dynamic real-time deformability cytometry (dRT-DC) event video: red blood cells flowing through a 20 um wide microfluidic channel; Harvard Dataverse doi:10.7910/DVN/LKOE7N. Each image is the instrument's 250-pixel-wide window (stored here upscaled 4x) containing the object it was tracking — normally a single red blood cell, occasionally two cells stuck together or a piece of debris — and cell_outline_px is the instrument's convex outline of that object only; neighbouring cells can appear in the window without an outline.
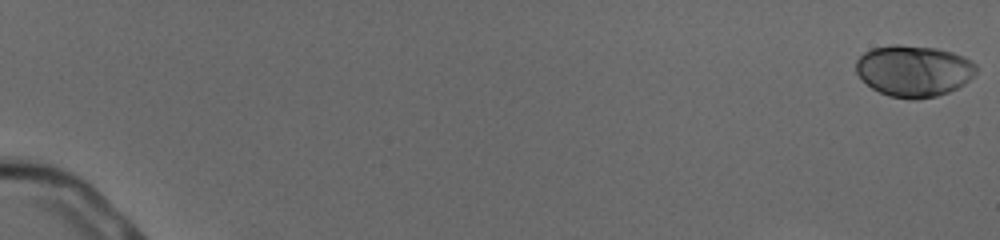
{"species": "human", "species_latin": "Homo sapiens", "temperature_condition": "cold", "stored_images_in_passage": 47, "camera_frame_rate_fps": 3000, "um_per_image_px": 0.085, "donor": {"sex": "male"}, "frame": {"image": 1, "passage_image": 1, "time_ms": 0.0, "image_size_px": [1000, 240], "cell_outline_px": [[976, 72], [964, 84], [948, 92], [936, 96], [916, 100], [912, 100], [888, 96], [872, 88], [856, 72], [856, 60], [864, 52], [872, 48], [896, 44], [936, 48], [952, 52], [964, 56], [976, 64]], "centroid_in_image_um": [77.67, 6.02], "position_along_channel_um": 7.3, "area_um2": 35.95}}
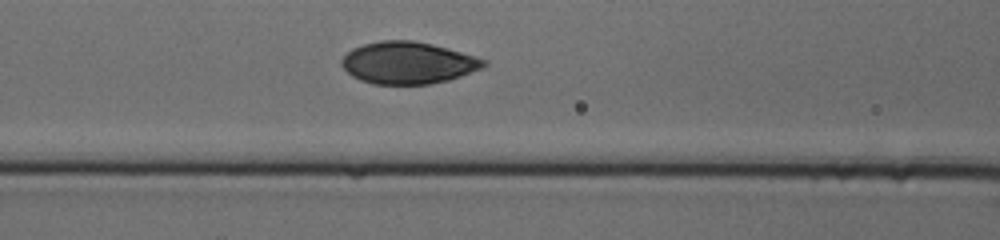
{"frame": {"image": 2, "passage_image": 27, "time_ms": 8.667, "image_size_px": [1000, 240], "cell_outline_px": [[488, 64], [480, 68], [448, 80], [428, 84], [372, 84], [360, 80], [352, 76], [340, 64], [340, 60], [352, 48], [364, 44], [380, 40], [412, 40], [432, 44], [488, 60]], "centroid_in_image_um": [34.64, 5.34], "position_along_channel_um": 132.0, "area_um2": 34.56}}
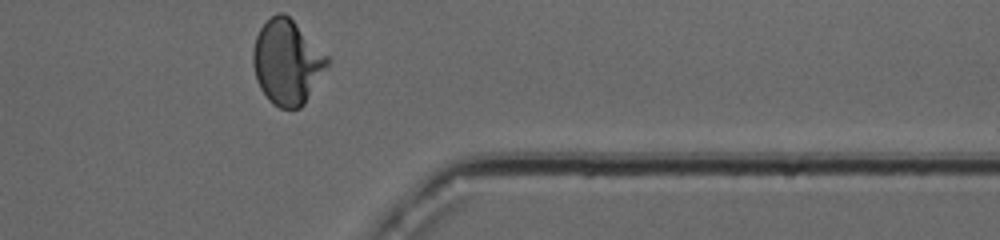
{"frame": {"image": 3, "passage_image": 47, "time_ms": 15.333, "image_size_px": [1000, 240], "cell_outline_px": [[332, 60], [304, 104], [300, 108], [280, 108], [272, 104], [268, 100], [260, 88], [256, 80], [252, 64], [252, 52], [256, 36], [260, 28], [276, 12], [284, 12]], "centroid_in_image_um": [24.39, 5.3], "position_along_channel_um": 387.0, "area_um2": 36.59}, "authors_computed_cell_mechanics": {"area_um2": 34.6222, "velocity_mm_per_s": 3.9168, "shape_relaxation_time_tau1_ms": 3.2723, "shape_relaxation_time_tau2_ms": null, "deformation_change_tau1": 0.1623, "deformation_change_tau2": null}}